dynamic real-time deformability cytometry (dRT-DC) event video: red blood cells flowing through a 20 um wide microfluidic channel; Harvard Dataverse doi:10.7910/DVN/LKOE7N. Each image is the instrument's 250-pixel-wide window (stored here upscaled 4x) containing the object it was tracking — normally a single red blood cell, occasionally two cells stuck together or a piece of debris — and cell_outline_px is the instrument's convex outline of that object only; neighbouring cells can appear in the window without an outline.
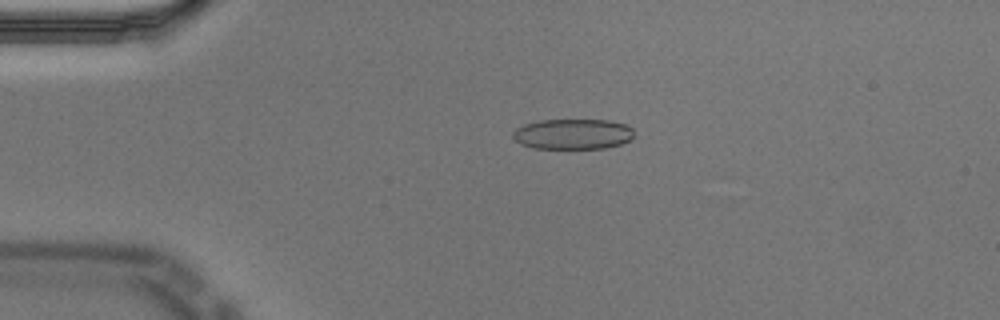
{"species": "Egyptian fruit bat (a non-hibernating species)", "species_latin": "Rousettus aegyptiacus", "temperature_condition": "cold", "stored_images_in_passage": 56, "camera_frame_rate_fps": 3000, "um_per_image_px": 0.085, "animal": {"sex": "male"}, "frame": {"image": 1, "passage_image": 12, "time_ms": 3.667, "image_size_px": [1000, 320], "cell_outline_px": [[632, 136], [628, 140], [620, 144], [604, 148], [532, 148], [520, 144], [512, 136], [512, 132], [516, 128], [524, 124], [540, 120], [612, 120], [624, 124], [632, 128]], "centroid_in_image_um": [48.65, 11.39], "position_along_channel_um": 36.4, "area_um2": 21.39}}
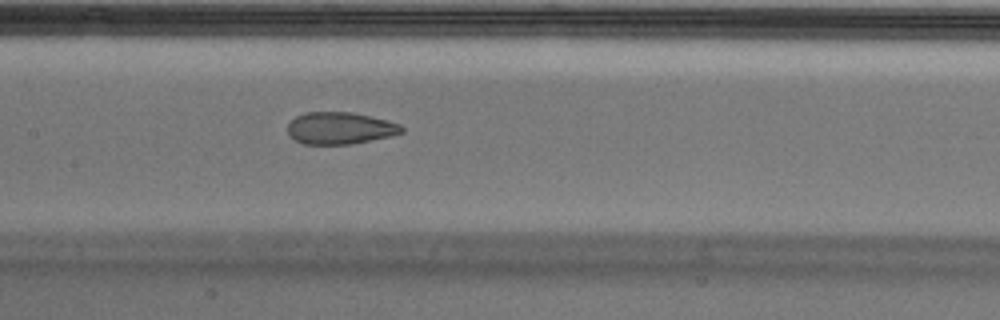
{"frame": {"image": 2, "passage_image": 27, "time_ms": 8.667, "image_size_px": [1000, 320], "cell_outline_px": [[404, 132], [388, 136], [352, 144], [304, 144], [288, 136], [288, 124], [296, 116], [304, 112], [352, 112], [372, 116], [388, 120], [400, 124], [404, 128]], "centroid_in_image_um": [28.9, 10.88], "position_along_channel_um": 178.5, "area_um2": 21.33}}
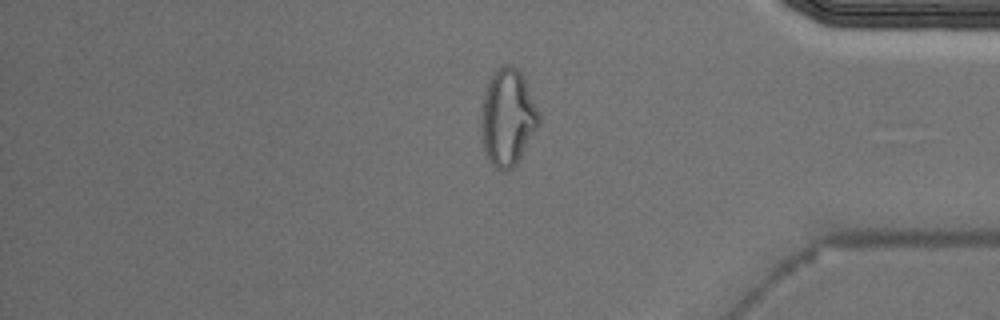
{"frame": {"image": 3, "passage_image": 47, "time_ms": 15.333, "image_size_px": [1000, 320], "cell_outline_px": [[540, 124], [516, 164], [512, 168], [504, 172], [500, 172], [488, 160], [484, 152], [480, 128], [480, 120], [484, 96], [488, 80], [496, 68], [504, 64], [512, 64], [524, 76], [540, 116]], "centroid_in_image_um": [43.13, 9.98], "position_along_channel_um": 392.1, "area_um2": 32.89}, "authors_computed_cell_mechanics": {"area_um2": 22.8021, "velocity_mm_per_s": 3.531, "shape_relaxation_time_tau1_ms": null, "shape_relaxation_time_tau2_ms": 0.9909, "deformation_change_tau1": null, "deformation_change_tau2": 0.0589}}